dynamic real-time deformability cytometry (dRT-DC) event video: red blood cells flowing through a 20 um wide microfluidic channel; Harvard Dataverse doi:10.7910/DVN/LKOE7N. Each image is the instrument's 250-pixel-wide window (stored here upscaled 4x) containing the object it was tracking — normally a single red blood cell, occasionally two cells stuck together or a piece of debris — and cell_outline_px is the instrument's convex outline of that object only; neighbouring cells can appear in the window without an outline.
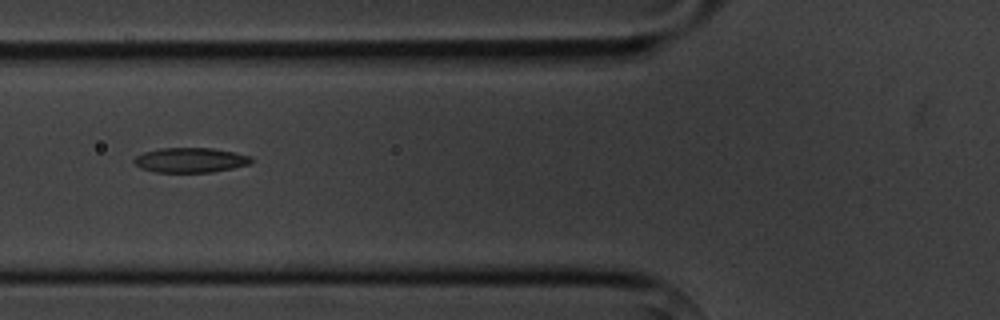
{"species": "common noctule bat (a hibernating species)", "species_latin": "Nyctalus noctula", "temperature_condition": "cold", "stored_images_in_passage": 5, "camera_frame_rate_fps": 3000, "um_per_image_px": 0.085, "animal": {"sex": "male", "body_mass_g": 20.1, "forearm_length_mm": 53.5}, "frame": {"image": 1, "passage_image": 3, "time_ms": 2.333, "image_size_px": [1000, 320], "cell_outline_px": [[252, 160], [248, 164], [232, 168], [212, 172], [156, 172], [140, 168], [132, 160], [136, 156], [144, 152], [160, 148], [212, 148], [236, 152], [252, 156]], "centroid_in_image_um": [16.18, 13.6], "position_along_channel_um": 109.6, "area_um2": 16.94}}
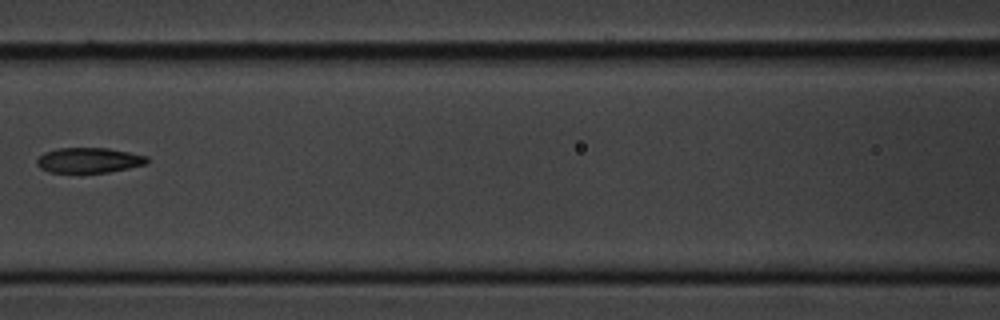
{"frame": {"image": 2, "passage_image": 4, "time_ms": 3.667, "image_size_px": [1000, 320], "cell_outline_px": [[148, 164], [108, 172], [48, 172], [40, 168], [36, 164], [36, 160], [44, 152], [56, 148], [108, 148], [148, 156]], "centroid_in_image_um": [7.55, 13.61], "position_along_channel_um": 159.1, "area_um2": 16.18}}
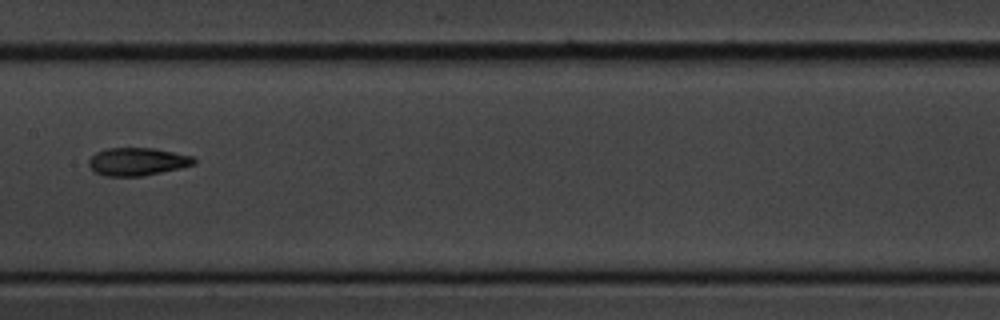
{"frame": {"image": 3, "passage_image": 5, "time_ms": 4.667, "image_size_px": [1000, 320], "cell_outline_px": [[196, 164], [180, 168], [144, 176], [104, 176], [96, 172], [88, 164], [88, 160], [96, 152], [108, 148], [156, 148], [192, 156], [196, 160]], "centroid_in_image_um": [11.69, 13.74], "position_along_channel_um": 195.7, "area_um2": 17.11}}